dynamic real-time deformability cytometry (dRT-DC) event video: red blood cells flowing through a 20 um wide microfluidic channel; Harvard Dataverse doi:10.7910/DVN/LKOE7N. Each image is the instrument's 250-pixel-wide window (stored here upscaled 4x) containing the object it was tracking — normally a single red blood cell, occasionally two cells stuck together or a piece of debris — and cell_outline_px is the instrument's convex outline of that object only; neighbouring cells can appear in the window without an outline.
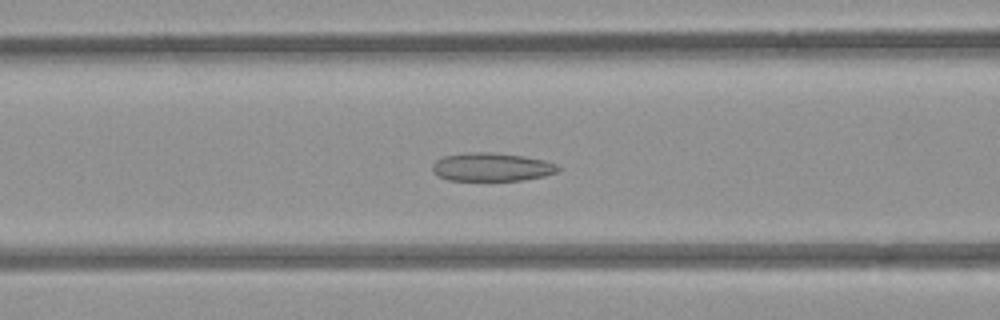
{"species": "common noctule bat (a hibernating species)", "species_latin": "Nyctalus noctula", "temperature_condition": "room temperature", "stored_images_in_passage": 41, "camera_frame_rate_fps": 3000, "um_per_image_px": 0.085, "animal": {"sex": "female", "body_mass_g": 21.9}, "frame": {"image": 1, "passage_image": 15, "time_ms": 4.667, "image_size_px": [1000, 320], "cell_outline_px": [[564, 168], [556, 172], [544, 176], [520, 180], [448, 180], [436, 176], [432, 172], [432, 164], [436, 160], [444, 156], [464, 152], [492, 152], [524, 156], [544, 160], [556, 164]], "centroid_in_image_um": [41.77, 14.19], "position_along_channel_um": 124.8, "area_um2": 20.98}}
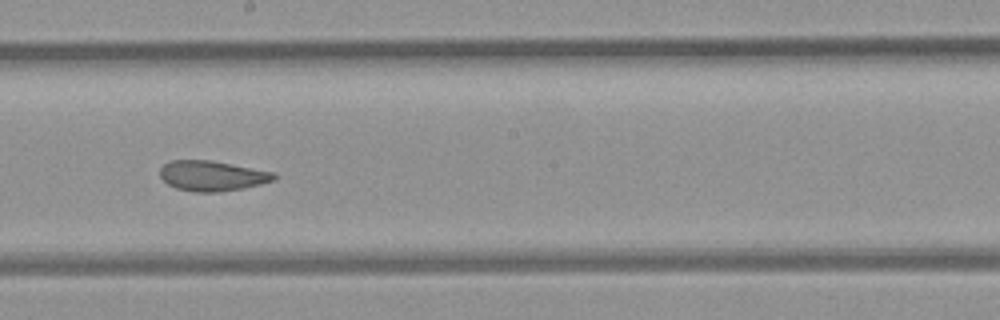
{"frame": {"image": 2, "passage_image": 23, "time_ms": 7.333, "image_size_px": [1000, 320], "cell_outline_px": [[276, 176], [272, 180], [260, 184], [244, 188], [220, 192], [196, 192], [176, 188], [168, 184], [160, 176], [160, 168], [164, 164], [172, 160], [212, 160], [276, 172]], "centroid_in_image_um": [18.04, 14.94], "position_along_channel_um": 230.2, "area_um2": 20.11}}
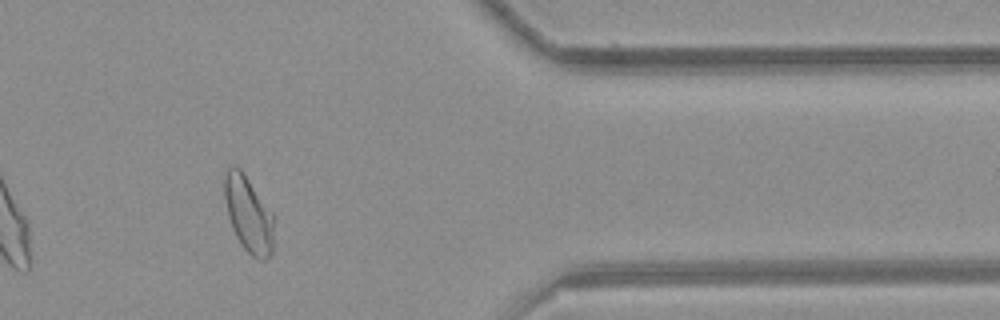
{"frame": {"image": 3, "passage_image": 37, "time_ms": 12.0, "image_size_px": [1000, 320], "cell_outline_px": [[276, 216], [272, 252], [268, 260], [260, 260], [252, 256], [240, 244], [232, 228], [228, 216], [224, 196], [224, 172], [232, 164], [236, 164], [240, 168]], "centroid_in_image_um": [21.15, 18.21], "position_along_channel_um": 390.3, "area_um2": 22.6}, "authors_computed_cell_mechanics": {"area_um2": 22.0796, "velocity_mm_per_s": 3.954, "shape_relaxation_time_tau1_ms": null, "shape_relaxation_time_tau2_ms": 1.8736, "deformation_change_tau1": null, "deformation_change_tau2": 0.0845}}